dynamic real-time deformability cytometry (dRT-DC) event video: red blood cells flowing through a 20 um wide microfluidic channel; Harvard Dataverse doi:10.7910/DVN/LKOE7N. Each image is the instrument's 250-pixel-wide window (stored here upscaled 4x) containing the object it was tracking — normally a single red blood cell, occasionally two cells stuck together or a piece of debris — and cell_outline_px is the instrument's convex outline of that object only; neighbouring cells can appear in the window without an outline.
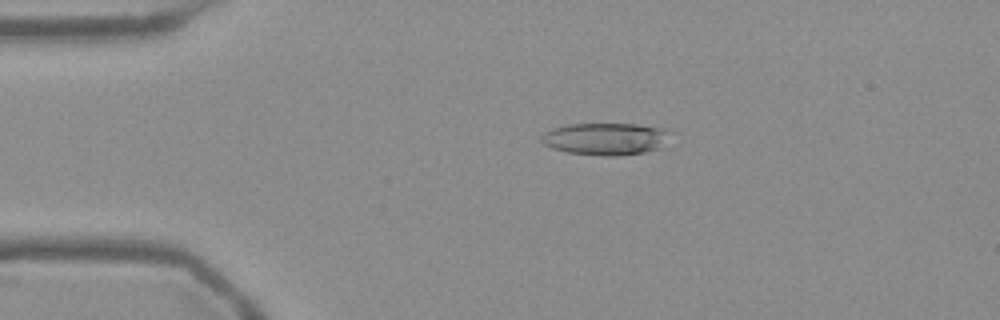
{"species": "Egyptian fruit bat (a non-hibernating species)", "species_latin": "Rousettus aegyptiacus", "temperature_condition": "warm", "stored_images_in_passage": 53, "camera_frame_rate_fps": 3000, "um_per_image_px": 0.085, "frame": {"image": 1, "passage_image": 11, "time_ms": 3.333, "image_size_px": [1000, 320], "cell_outline_px": [[660, 132], [656, 148], [644, 152], [616, 156], [604, 156], [568, 152], [552, 148], [544, 144], [540, 140], [540, 136], [544, 132], [552, 128], [568, 124], [636, 124], [656, 128]], "centroid_in_image_um": [51.17, 11.81], "position_along_channel_um": 33.8, "area_um2": 22.83}}
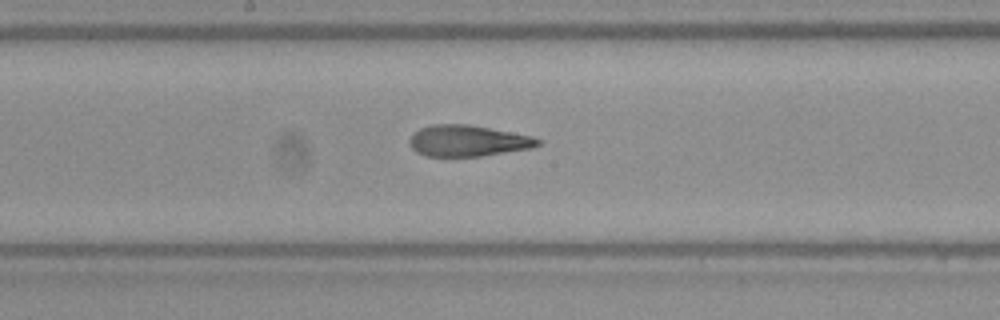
{"frame": {"image": 2, "passage_image": 28, "time_ms": 9.0, "image_size_px": [1000, 320], "cell_outline_px": [[540, 144], [532, 148], [480, 156], [428, 156], [416, 152], [412, 148], [408, 140], [420, 128], [432, 124], [468, 124], [532, 136], [540, 140]], "centroid_in_image_um": [39.76, 11.96], "position_along_channel_um": 208.4, "area_um2": 23.12}}
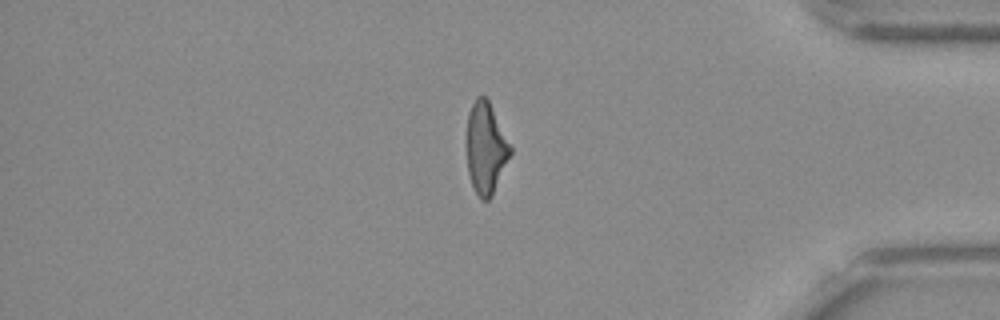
{"frame": {"image": 3, "passage_image": 45, "time_ms": 14.667, "image_size_px": [1000, 320], "cell_outline_px": [[512, 152], [492, 196], [488, 200], [480, 200], [472, 188], [468, 172], [468, 112], [476, 96], [484, 96], [488, 100], [512, 148]], "centroid_in_image_um": [41.3, 12.63], "position_along_channel_um": 393.9, "area_um2": 22.95}, "authors_computed_cell_mechanics": {"area_um2": 23.987, "velocity_mm_per_s": 3.7946, "shape_relaxation_time_tau1_ms": 7.5463, "shape_relaxation_time_tau2_ms": 1.4557, "deformation_change_tau1": 0.2285, "deformation_change_tau2": 0.1026}}